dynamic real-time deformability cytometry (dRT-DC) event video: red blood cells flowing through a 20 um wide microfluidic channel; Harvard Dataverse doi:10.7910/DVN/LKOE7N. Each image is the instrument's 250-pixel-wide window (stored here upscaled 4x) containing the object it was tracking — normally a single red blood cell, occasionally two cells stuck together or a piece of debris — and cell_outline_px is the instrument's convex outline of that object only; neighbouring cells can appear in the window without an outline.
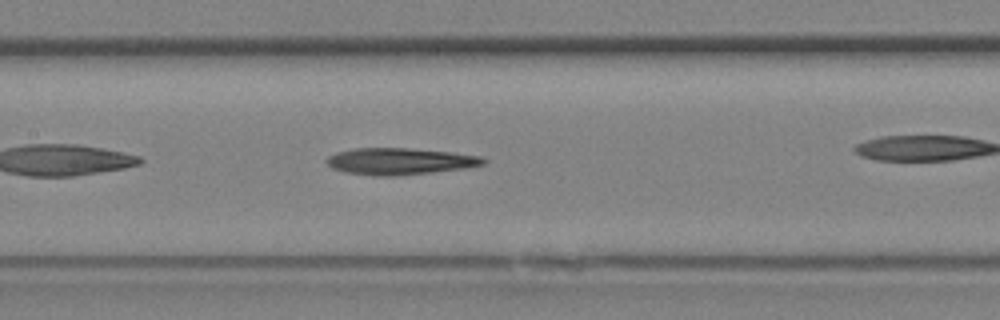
{"species": "Egyptian fruit bat (a non-hibernating species)", "species_latin": "Rousettus aegyptiacus", "temperature_condition": "room temperature", "stored_images_in_passage": 11, "segment_of_instrument_passage": [1, 2], "camera_frame_rate_fps": 3000, "um_per_image_px": 0.085, "animal": {"sex": "female"}, "frame": {"image": 1, "passage_image": 10, "time_ms": 3.0, "image_size_px": [1000, 320], "cell_outline_px": [[488, 160], [484, 164], [468, 168], [396, 176], [376, 176], [348, 172], [332, 168], [324, 160], [328, 156], [336, 152], [356, 148], [408, 148], [452, 152], [480, 156]], "centroid_in_image_um": [34.0, 13.71], "position_along_channel_um": 173.4, "area_um2": 24.39}}